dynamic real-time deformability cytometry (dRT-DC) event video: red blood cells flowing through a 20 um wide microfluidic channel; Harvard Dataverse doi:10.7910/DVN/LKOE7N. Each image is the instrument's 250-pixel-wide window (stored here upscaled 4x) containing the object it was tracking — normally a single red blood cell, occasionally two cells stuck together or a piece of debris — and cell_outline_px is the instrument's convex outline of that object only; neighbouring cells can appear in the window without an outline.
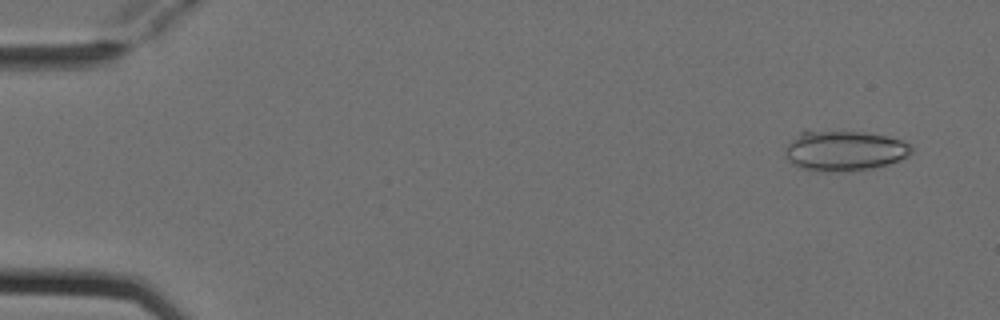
{"species": "Egyptian fruit bat (a non-hibernating species)", "species_latin": "Rousettus aegyptiacus", "temperature_condition": "cold", "stored_images_in_passage": 2, "camera_frame_rate_fps": 3000, "um_per_image_px": 0.085, "animal": {"sex": "female"}, "frame": {"image": 1, "passage_image": 2, "time_ms": 0.333, "image_size_px": [1000, 320], "cell_outline_px": [[912, 152], [908, 156], [900, 160], [888, 164], [872, 168], [840, 172], [824, 172], [800, 168], [792, 164], [784, 156], [784, 152], [788, 144], [804, 128], [864, 132], [888, 136], [900, 140], [908, 144], [912, 148]], "centroid_in_image_um": [71.71, 12.79], "position_along_channel_um": 13.3, "area_um2": 30.35}}